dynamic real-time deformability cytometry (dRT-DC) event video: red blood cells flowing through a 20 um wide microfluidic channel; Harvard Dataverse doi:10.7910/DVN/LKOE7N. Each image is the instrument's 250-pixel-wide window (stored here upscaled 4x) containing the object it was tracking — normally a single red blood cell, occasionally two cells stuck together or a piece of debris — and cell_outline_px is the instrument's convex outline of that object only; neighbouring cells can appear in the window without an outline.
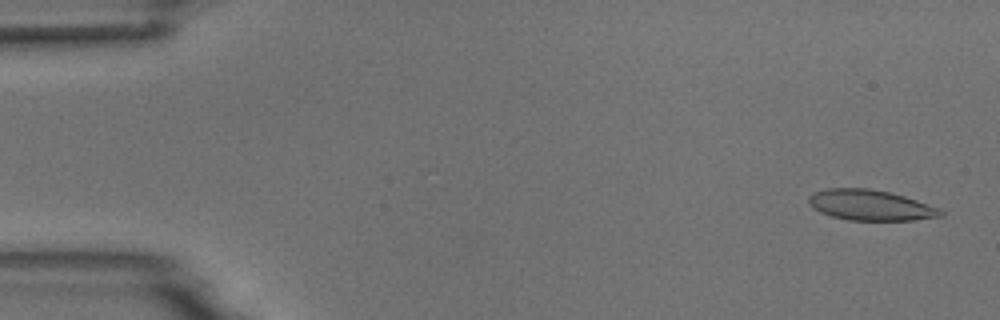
{"species": "common noctule bat (a hibernating species)", "species_latin": "Nyctalus noctula", "temperature_condition": "room temperature", "stored_images_in_passage": 4, "camera_frame_rate_fps": 3000, "um_per_image_px": 0.085, "animal": {"sex": "male", "body_mass_g": 18.8}, "frame": {"image": 1, "passage_image": 1, "time_ms": 0.0, "image_size_px": [1000, 320], "cell_outline_px": [[944, 216], [912, 220], [848, 220], [832, 216], [820, 212], [812, 208], [808, 200], [808, 196], [812, 192], [828, 188], [868, 188], [888, 192], [904, 196], [940, 208], [944, 212]], "centroid_in_image_um": [73.97, 17.44], "position_along_channel_um": 11.0, "area_um2": 23.52}}
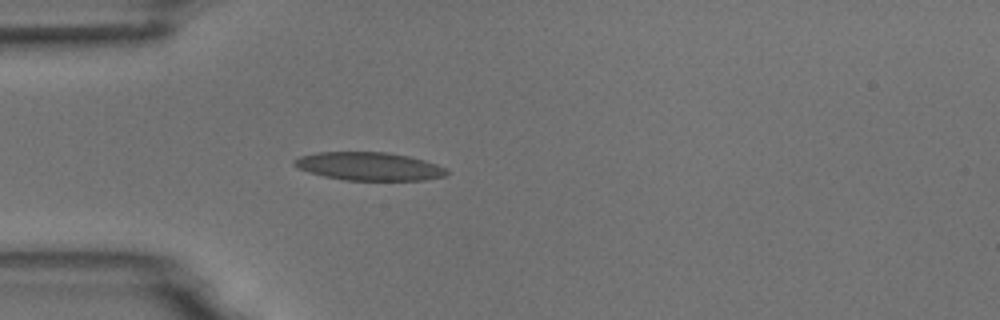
{"frame": {"image": 2, "passage_image": 4, "time_ms": 4.333, "image_size_px": [1000, 320], "cell_outline_px": [[448, 176], [424, 180], [344, 180], [324, 176], [308, 172], [296, 168], [292, 164], [292, 160], [300, 156], [316, 152], [388, 152], [408, 156], [424, 160], [436, 164], [444, 168], [448, 172]], "centroid_in_image_um": [31.33, 14.14], "position_along_channel_um": 53.7, "area_um2": 25.2}}